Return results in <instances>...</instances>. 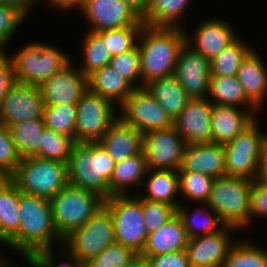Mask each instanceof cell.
<instances>
[{"label":"cell","mask_w":267,"mask_h":267,"mask_svg":"<svg viewBox=\"0 0 267 267\" xmlns=\"http://www.w3.org/2000/svg\"><path fill=\"white\" fill-rule=\"evenodd\" d=\"M144 134L119 117L111 124L99 143L117 163L143 152Z\"/></svg>","instance_id":"603a6c76"},{"label":"cell","mask_w":267,"mask_h":267,"mask_svg":"<svg viewBox=\"0 0 267 267\" xmlns=\"http://www.w3.org/2000/svg\"><path fill=\"white\" fill-rule=\"evenodd\" d=\"M188 3L189 0H150L148 13L142 22L150 27H179Z\"/></svg>","instance_id":"d6a6232c"},{"label":"cell","mask_w":267,"mask_h":267,"mask_svg":"<svg viewBox=\"0 0 267 267\" xmlns=\"http://www.w3.org/2000/svg\"><path fill=\"white\" fill-rule=\"evenodd\" d=\"M136 252L120 243H113L86 263V267H125Z\"/></svg>","instance_id":"f6af8a7d"},{"label":"cell","mask_w":267,"mask_h":267,"mask_svg":"<svg viewBox=\"0 0 267 267\" xmlns=\"http://www.w3.org/2000/svg\"><path fill=\"white\" fill-rule=\"evenodd\" d=\"M178 171H191L213 178L226 176L225 148L216 143L187 144Z\"/></svg>","instance_id":"ffe728a7"},{"label":"cell","mask_w":267,"mask_h":267,"mask_svg":"<svg viewBox=\"0 0 267 267\" xmlns=\"http://www.w3.org/2000/svg\"><path fill=\"white\" fill-rule=\"evenodd\" d=\"M104 206L113 218L115 241L141 253L147 242L148 232L143 223L140 195H113L105 200Z\"/></svg>","instance_id":"ba28073f"},{"label":"cell","mask_w":267,"mask_h":267,"mask_svg":"<svg viewBox=\"0 0 267 267\" xmlns=\"http://www.w3.org/2000/svg\"><path fill=\"white\" fill-rule=\"evenodd\" d=\"M222 267H267V250L250 242H234Z\"/></svg>","instance_id":"8d00e7d4"},{"label":"cell","mask_w":267,"mask_h":267,"mask_svg":"<svg viewBox=\"0 0 267 267\" xmlns=\"http://www.w3.org/2000/svg\"><path fill=\"white\" fill-rule=\"evenodd\" d=\"M10 178L20 192L53 198L68 184L67 164L36 156L21 159Z\"/></svg>","instance_id":"8992f818"},{"label":"cell","mask_w":267,"mask_h":267,"mask_svg":"<svg viewBox=\"0 0 267 267\" xmlns=\"http://www.w3.org/2000/svg\"><path fill=\"white\" fill-rule=\"evenodd\" d=\"M257 179L264 183H267V140L265 141L263 146L260 170Z\"/></svg>","instance_id":"11a10c76"},{"label":"cell","mask_w":267,"mask_h":267,"mask_svg":"<svg viewBox=\"0 0 267 267\" xmlns=\"http://www.w3.org/2000/svg\"><path fill=\"white\" fill-rule=\"evenodd\" d=\"M255 119L232 141L224 145L226 175L255 180L267 134L261 133Z\"/></svg>","instance_id":"9c48e42d"},{"label":"cell","mask_w":267,"mask_h":267,"mask_svg":"<svg viewBox=\"0 0 267 267\" xmlns=\"http://www.w3.org/2000/svg\"><path fill=\"white\" fill-rule=\"evenodd\" d=\"M16 83L12 58L0 51V107L8 91Z\"/></svg>","instance_id":"681fc988"},{"label":"cell","mask_w":267,"mask_h":267,"mask_svg":"<svg viewBox=\"0 0 267 267\" xmlns=\"http://www.w3.org/2000/svg\"><path fill=\"white\" fill-rule=\"evenodd\" d=\"M37 0H0V4L10 5L16 7L20 10L25 16L29 13V9L32 8Z\"/></svg>","instance_id":"f5cc1de1"},{"label":"cell","mask_w":267,"mask_h":267,"mask_svg":"<svg viewBox=\"0 0 267 267\" xmlns=\"http://www.w3.org/2000/svg\"><path fill=\"white\" fill-rule=\"evenodd\" d=\"M147 172L151 173L145 182L147 195L143 197L140 195V198L149 201L166 202L177 208L180 205L175 199L177 193L180 194L178 171L149 169Z\"/></svg>","instance_id":"f546056e"},{"label":"cell","mask_w":267,"mask_h":267,"mask_svg":"<svg viewBox=\"0 0 267 267\" xmlns=\"http://www.w3.org/2000/svg\"><path fill=\"white\" fill-rule=\"evenodd\" d=\"M179 187L187 199L206 203L209 200L212 184L215 178L197 172L178 171Z\"/></svg>","instance_id":"f35d334b"},{"label":"cell","mask_w":267,"mask_h":267,"mask_svg":"<svg viewBox=\"0 0 267 267\" xmlns=\"http://www.w3.org/2000/svg\"><path fill=\"white\" fill-rule=\"evenodd\" d=\"M20 161L9 127L0 123V177H10Z\"/></svg>","instance_id":"ee69618b"},{"label":"cell","mask_w":267,"mask_h":267,"mask_svg":"<svg viewBox=\"0 0 267 267\" xmlns=\"http://www.w3.org/2000/svg\"><path fill=\"white\" fill-rule=\"evenodd\" d=\"M188 236L177 214L155 232L148 234L142 254L147 257L185 250Z\"/></svg>","instance_id":"cb8c5ba5"},{"label":"cell","mask_w":267,"mask_h":267,"mask_svg":"<svg viewBox=\"0 0 267 267\" xmlns=\"http://www.w3.org/2000/svg\"><path fill=\"white\" fill-rule=\"evenodd\" d=\"M188 33L180 27L141 29L137 45L141 55V88L153 80L174 75L178 54Z\"/></svg>","instance_id":"7a4b0ae2"},{"label":"cell","mask_w":267,"mask_h":267,"mask_svg":"<svg viewBox=\"0 0 267 267\" xmlns=\"http://www.w3.org/2000/svg\"><path fill=\"white\" fill-rule=\"evenodd\" d=\"M235 229L238 228L223 225L215 233L190 238L185 248L190 266L222 267L230 248L234 244L230 241L229 231Z\"/></svg>","instance_id":"2e32d148"},{"label":"cell","mask_w":267,"mask_h":267,"mask_svg":"<svg viewBox=\"0 0 267 267\" xmlns=\"http://www.w3.org/2000/svg\"><path fill=\"white\" fill-rule=\"evenodd\" d=\"M119 107L123 113L118 117L143 134L174 125V120L145 87L136 88Z\"/></svg>","instance_id":"7c38bea8"},{"label":"cell","mask_w":267,"mask_h":267,"mask_svg":"<svg viewBox=\"0 0 267 267\" xmlns=\"http://www.w3.org/2000/svg\"><path fill=\"white\" fill-rule=\"evenodd\" d=\"M16 82L40 86L71 63L56 47L31 42L12 57Z\"/></svg>","instance_id":"52a82bcc"},{"label":"cell","mask_w":267,"mask_h":267,"mask_svg":"<svg viewBox=\"0 0 267 267\" xmlns=\"http://www.w3.org/2000/svg\"><path fill=\"white\" fill-rule=\"evenodd\" d=\"M125 267H150V261L146 255L135 253Z\"/></svg>","instance_id":"9f6ffc18"},{"label":"cell","mask_w":267,"mask_h":267,"mask_svg":"<svg viewBox=\"0 0 267 267\" xmlns=\"http://www.w3.org/2000/svg\"><path fill=\"white\" fill-rule=\"evenodd\" d=\"M114 104L88 89L77 103L75 143H97L118 118Z\"/></svg>","instance_id":"8fae6325"},{"label":"cell","mask_w":267,"mask_h":267,"mask_svg":"<svg viewBox=\"0 0 267 267\" xmlns=\"http://www.w3.org/2000/svg\"><path fill=\"white\" fill-rule=\"evenodd\" d=\"M88 87L93 93L100 94L119 106L136 89L110 65L104 66L88 77Z\"/></svg>","instance_id":"484cf974"},{"label":"cell","mask_w":267,"mask_h":267,"mask_svg":"<svg viewBox=\"0 0 267 267\" xmlns=\"http://www.w3.org/2000/svg\"><path fill=\"white\" fill-rule=\"evenodd\" d=\"M211 109L208 98H192L175 118L174 126L186 144L212 143Z\"/></svg>","instance_id":"d6986e66"},{"label":"cell","mask_w":267,"mask_h":267,"mask_svg":"<svg viewBox=\"0 0 267 267\" xmlns=\"http://www.w3.org/2000/svg\"><path fill=\"white\" fill-rule=\"evenodd\" d=\"M236 77L247 98L259 108L267 93V69L255 50L242 61Z\"/></svg>","instance_id":"d4e9b609"},{"label":"cell","mask_w":267,"mask_h":267,"mask_svg":"<svg viewBox=\"0 0 267 267\" xmlns=\"http://www.w3.org/2000/svg\"><path fill=\"white\" fill-rule=\"evenodd\" d=\"M24 18L25 15L16 7L0 4V51H4V47Z\"/></svg>","instance_id":"bcb514c9"},{"label":"cell","mask_w":267,"mask_h":267,"mask_svg":"<svg viewBox=\"0 0 267 267\" xmlns=\"http://www.w3.org/2000/svg\"><path fill=\"white\" fill-rule=\"evenodd\" d=\"M71 259L70 261H61V263L56 264L53 261L54 256L52 255V250L46 249L37 254H35L28 263L32 267H86L84 262H81L77 257L67 251L65 257Z\"/></svg>","instance_id":"c3c4849f"},{"label":"cell","mask_w":267,"mask_h":267,"mask_svg":"<svg viewBox=\"0 0 267 267\" xmlns=\"http://www.w3.org/2000/svg\"><path fill=\"white\" fill-rule=\"evenodd\" d=\"M143 223L148 234L155 232L176 215V208L166 202L142 199Z\"/></svg>","instance_id":"b9f144b4"},{"label":"cell","mask_w":267,"mask_h":267,"mask_svg":"<svg viewBox=\"0 0 267 267\" xmlns=\"http://www.w3.org/2000/svg\"><path fill=\"white\" fill-rule=\"evenodd\" d=\"M50 203L55 228L64 239L103 208L105 199L97 193L67 184L50 199Z\"/></svg>","instance_id":"5b68a950"},{"label":"cell","mask_w":267,"mask_h":267,"mask_svg":"<svg viewBox=\"0 0 267 267\" xmlns=\"http://www.w3.org/2000/svg\"><path fill=\"white\" fill-rule=\"evenodd\" d=\"M75 141L61 133L45 128L42 132L40 152L36 157L68 164Z\"/></svg>","instance_id":"74e56055"},{"label":"cell","mask_w":267,"mask_h":267,"mask_svg":"<svg viewBox=\"0 0 267 267\" xmlns=\"http://www.w3.org/2000/svg\"><path fill=\"white\" fill-rule=\"evenodd\" d=\"M238 38L210 61L211 75L237 76L242 61L253 50Z\"/></svg>","instance_id":"e575fe53"},{"label":"cell","mask_w":267,"mask_h":267,"mask_svg":"<svg viewBox=\"0 0 267 267\" xmlns=\"http://www.w3.org/2000/svg\"><path fill=\"white\" fill-rule=\"evenodd\" d=\"M142 20L149 10L150 0H122Z\"/></svg>","instance_id":"816d5d0a"},{"label":"cell","mask_w":267,"mask_h":267,"mask_svg":"<svg viewBox=\"0 0 267 267\" xmlns=\"http://www.w3.org/2000/svg\"><path fill=\"white\" fill-rule=\"evenodd\" d=\"M115 242L113 218L105 206L63 239L64 250L85 264Z\"/></svg>","instance_id":"30bf717a"},{"label":"cell","mask_w":267,"mask_h":267,"mask_svg":"<svg viewBox=\"0 0 267 267\" xmlns=\"http://www.w3.org/2000/svg\"><path fill=\"white\" fill-rule=\"evenodd\" d=\"M54 6L60 7L59 9H71L77 7L81 10L86 0H49Z\"/></svg>","instance_id":"db71d44e"},{"label":"cell","mask_w":267,"mask_h":267,"mask_svg":"<svg viewBox=\"0 0 267 267\" xmlns=\"http://www.w3.org/2000/svg\"><path fill=\"white\" fill-rule=\"evenodd\" d=\"M192 35L189 36L191 39L186 36V43L208 61L213 60L238 37L227 22L219 19L205 20ZM193 43L195 45H191Z\"/></svg>","instance_id":"44dd1931"},{"label":"cell","mask_w":267,"mask_h":267,"mask_svg":"<svg viewBox=\"0 0 267 267\" xmlns=\"http://www.w3.org/2000/svg\"><path fill=\"white\" fill-rule=\"evenodd\" d=\"M251 185L248 178L227 175L215 178L205 205L224 225L241 230L250 223Z\"/></svg>","instance_id":"277c9868"},{"label":"cell","mask_w":267,"mask_h":267,"mask_svg":"<svg viewBox=\"0 0 267 267\" xmlns=\"http://www.w3.org/2000/svg\"><path fill=\"white\" fill-rule=\"evenodd\" d=\"M18 206V232L4 245L20 252L28 262L35 254L52 248L55 241L63 244L53 222L50 199L21 192Z\"/></svg>","instance_id":"6da1fadb"},{"label":"cell","mask_w":267,"mask_h":267,"mask_svg":"<svg viewBox=\"0 0 267 267\" xmlns=\"http://www.w3.org/2000/svg\"><path fill=\"white\" fill-rule=\"evenodd\" d=\"M85 62L78 68L86 77L109 65L112 55L108 51L107 41L99 32L90 31L83 41Z\"/></svg>","instance_id":"836d02e7"},{"label":"cell","mask_w":267,"mask_h":267,"mask_svg":"<svg viewBox=\"0 0 267 267\" xmlns=\"http://www.w3.org/2000/svg\"><path fill=\"white\" fill-rule=\"evenodd\" d=\"M212 99V104L231 105L239 107H251V111H256L258 108L247 98L243 87L236 76H220L211 75L209 94ZM254 109V110H253Z\"/></svg>","instance_id":"1f68e13d"},{"label":"cell","mask_w":267,"mask_h":267,"mask_svg":"<svg viewBox=\"0 0 267 267\" xmlns=\"http://www.w3.org/2000/svg\"><path fill=\"white\" fill-rule=\"evenodd\" d=\"M182 207L183 206H181L180 203V205L176 208V214L181 219L189 239L215 233L221 229L218 227L220 224V226L224 225L217 215L216 217H213L209 211H207L206 217H201L202 215H200V213L201 211L203 212L202 209L197 210V212L194 211L193 214H191L186 210V208L184 209V207ZM196 218L198 220H195ZM200 219L203 221L202 224L200 223L201 221L198 222Z\"/></svg>","instance_id":"ab89813d"},{"label":"cell","mask_w":267,"mask_h":267,"mask_svg":"<svg viewBox=\"0 0 267 267\" xmlns=\"http://www.w3.org/2000/svg\"><path fill=\"white\" fill-rule=\"evenodd\" d=\"M145 88L173 120L192 99L174 75L153 80Z\"/></svg>","instance_id":"83f0119b"},{"label":"cell","mask_w":267,"mask_h":267,"mask_svg":"<svg viewBox=\"0 0 267 267\" xmlns=\"http://www.w3.org/2000/svg\"><path fill=\"white\" fill-rule=\"evenodd\" d=\"M150 267H191L185 250L148 257Z\"/></svg>","instance_id":"f907efd6"},{"label":"cell","mask_w":267,"mask_h":267,"mask_svg":"<svg viewBox=\"0 0 267 267\" xmlns=\"http://www.w3.org/2000/svg\"><path fill=\"white\" fill-rule=\"evenodd\" d=\"M143 26H128L125 28H116L99 31L107 41L108 51L112 57L133 49L137 44L134 40L139 37Z\"/></svg>","instance_id":"60d3db41"},{"label":"cell","mask_w":267,"mask_h":267,"mask_svg":"<svg viewBox=\"0 0 267 267\" xmlns=\"http://www.w3.org/2000/svg\"><path fill=\"white\" fill-rule=\"evenodd\" d=\"M115 164L99 142L75 143L67 164L68 184L109 199Z\"/></svg>","instance_id":"3957f363"},{"label":"cell","mask_w":267,"mask_h":267,"mask_svg":"<svg viewBox=\"0 0 267 267\" xmlns=\"http://www.w3.org/2000/svg\"><path fill=\"white\" fill-rule=\"evenodd\" d=\"M7 260H2L1 258H0V267H11V265L8 263V262H6Z\"/></svg>","instance_id":"6f0895ef"},{"label":"cell","mask_w":267,"mask_h":267,"mask_svg":"<svg viewBox=\"0 0 267 267\" xmlns=\"http://www.w3.org/2000/svg\"><path fill=\"white\" fill-rule=\"evenodd\" d=\"M174 76L191 98H207L211 79L210 61L186 42L179 51Z\"/></svg>","instance_id":"5bb4252c"},{"label":"cell","mask_w":267,"mask_h":267,"mask_svg":"<svg viewBox=\"0 0 267 267\" xmlns=\"http://www.w3.org/2000/svg\"><path fill=\"white\" fill-rule=\"evenodd\" d=\"M250 203V224L255 216L267 217V183L252 181Z\"/></svg>","instance_id":"7dc6e473"},{"label":"cell","mask_w":267,"mask_h":267,"mask_svg":"<svg viewBox=\"0 0 267 267\" xmlns=\"http://www.w3.org/2000/svg\"><path fill=\"white\" fill-rule=\"evenodd\" d=\"M77 104L44 106L43 119L46 128L64 134L75 141Z\"/></svg>","instance_id":"d590c367"},{"label":"cell","mask_w":267,"mask_h":267,"mask_svg":"<svg viewBox=\"0 0 267 267\" xmlns=\"http://www.w3.org/2000/svg\"><path fill=\"white\" fill-rule=\"evenodd\" d=\"M186 145L174 125L145 133L143 153L147 169L178 171Z\"/></svg>","instance_id":"4fadbf2b"},{"label":"cell","mask_w":267,"mask_h":267,"mask_svg":"<svg viewBox=\"0 0 267 267\" xmlns=\"http://www.w3.org/2000/svg\"><path fill=\"white\" fill-rule=\"evenodd\" d=\"M144 153H140L117 162L110 179V197L113 195H126L128 187L144 184L143 178L147 172ZM127 188V189H126Z\"/></svg>","instance_id":"f1b7e54d"},{"label":"cell","mask_w":267,"mask_h":267,"mask_svg":"<svg viewBox=\"0 0 267 267\" xmlns=\"http://www.w3.org/2000/svg\"><path fill=\"white\" fill-rule=\"evenodd\" d=\"M81 12L92 25L90 31L144 26L142 20L122 0H86Z\"/></svg>","instance_id":"e0dca14e"},{"label":"cell","mask_w":267,"mask_h":267,"mask_svg":"<svg viewBox=\"0 0 267 267\" xmlns=\"http://www.w3.org/2000/svg\"><path fill=\"white\" fill-rule=\"evenodd\" d=\"M44 100L40 87L16 82L0 107V123H13L43 118Z\"/></svg>","instance_id":"9a60e30c"},{"label":"cell","mask_w":267,"mask_h":267,"mask_svg":"<svg viewBox=\"0 0 267 267\" xmlns=\"http://www.w3.org/2000/svg\"><path fill=\"white\" fill-rule=\"evenodd\" d=\"M45 128L43 118L20 121L9 126L21 159L36 156L40 152L42 132Z\"/></svg>","instance_id":"4dcf8cb0"},{"label":"cell","mask_w":267,"mask_h":267,"mask_svg":"<svg viewBox=\"0 0 267 267\" xmlns=\"http://www.w3.org/2000/svg\"><path fill=\"white\" fill-rule=\"evenodd\" d=\"M256 117L254 111H243L231 105L212 104V143L225 145L247 128Z\"/></svg>","instance_id":"7402d4cb"},{"label":"cell","mask_w":267,"mask_h":267,"mask_svg":"<svg viewBox=\"0 0 267 267\" xmlns=\"http://www.w3.org/2000/svg\"><path fill=\"white\" fill-rule=\"evenodd\" d=\"M68 64L39 87L45 106L77 104L89 89L88 77Z\"/></svg>","instance_id":"ac0fdd59"},{"label":"cell","mask_w":267,"mask_h":267,"mask_svg":"<svg viewBox=\"0 0 267 267\" xmlns=\"http://www.w3.org/2000/svg\"><path fill=\"white\" fill-rule=\"evenodd\" d=\"M20 194L10 177H0V243L8 242L18 232Z\"/></svg>","instance_id":"4316f807"},{"label":"cell","mask_w":267,"mask_h":267,"mask_svg":"<svg viewBox=\"0 0 267 267\" xmlns=\"http://www.w3.org/2000/svg\"><path fill=\"white\" fill-rule=\"evenodd\" d=\"M141 55L136 45L133 49L112 57L109 65L121 73L135 88H141L135 82L141 80ZM137 79V80H136Z\"/></svg>","instance_id":"7bdbcfd3"}]
</instances>
